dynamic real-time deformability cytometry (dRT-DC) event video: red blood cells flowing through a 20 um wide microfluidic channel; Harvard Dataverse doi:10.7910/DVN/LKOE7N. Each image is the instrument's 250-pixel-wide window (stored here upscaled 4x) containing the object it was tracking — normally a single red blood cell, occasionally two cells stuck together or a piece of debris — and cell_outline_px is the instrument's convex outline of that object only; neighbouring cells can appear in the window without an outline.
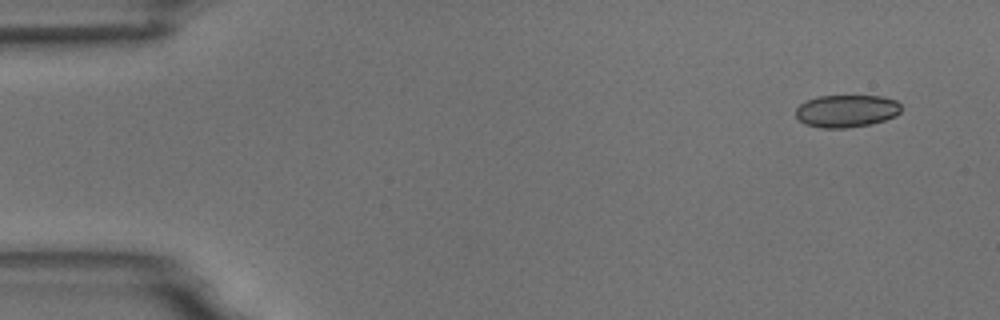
{"species": "common noctule bat (a hibernating species)", "species_latin": "Nyctalus noctula", "temperature_condition": "room temperature", "stored_images_in_passage": 8, "camera_frame_rate_fps": 3000, "um_per_image_px": 0.085, "animal": {"sex": "male", "body_mass_g": 18.8}, "frame": {"image": 1, "passage_image": 1, "time_ms": 0.0, "image_size_px": [1000, 320], "cell_outline_px": [[900, 112], [896, 116], [872, 124], [844, 128], [820, 128], [804, 124], [796, 116], [796, 108], [800, 104], [816, 96], [880, 96], [896, 100], [900, 104]], "centroid_in_image_um": [71.94, 9.44], "position_along_channel_um": 13.1, "area_um2": 20.0}}
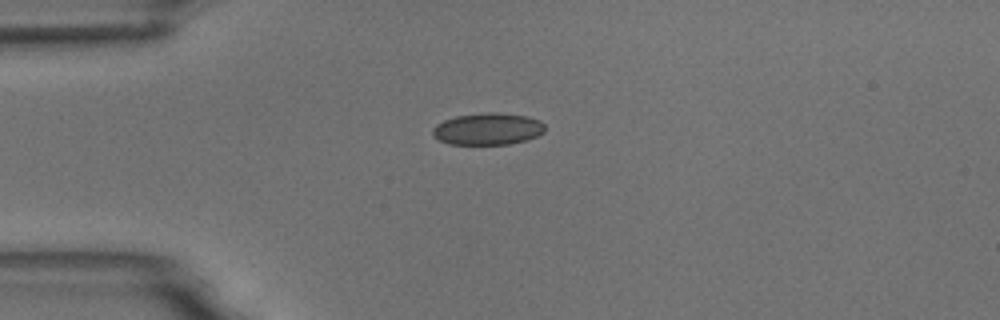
{"frame": {"image": 2, "passage_image": 4, "time_ms": 3.333, "image_size_px": [1000, 320], "cell_outline_px": [[544, 132], [536, 136], [524, 140], [508, 144], [448, 144], [432, 136], [432, 128], [436, 124], [444, 120], [456, 116], [488, 112], [496, 112], [528, 116], [540, 120], [544, 124]], "centroid_in_image_um": [41.44, 10.95], "position_along_channel_um": 43.6, "area_um2": 20.87}}